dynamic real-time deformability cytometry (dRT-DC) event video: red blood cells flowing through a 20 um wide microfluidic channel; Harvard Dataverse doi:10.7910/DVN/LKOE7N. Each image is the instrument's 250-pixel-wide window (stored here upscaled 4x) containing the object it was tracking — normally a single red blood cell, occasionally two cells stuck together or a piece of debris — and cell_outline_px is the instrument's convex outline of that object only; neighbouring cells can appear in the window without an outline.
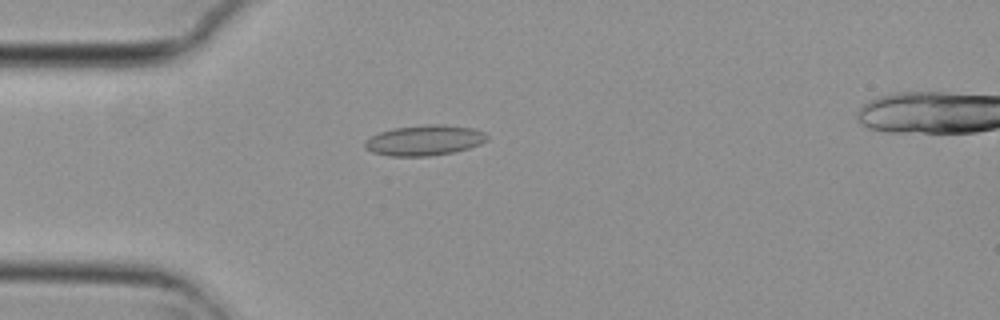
{"species": "common noctule bat (a hibernating species)", "species_latin": "Nyctalus noctula", "temperature_condition": "cold", "stored_images_in_passage": 6, "camera_frame_rate_fps": 3000, "um_per_image_px": 0.085, "animal": {"sex": "female", "body_mass_g": 29.2, "forearm_length_mm": 56.3}, "frame": {"image": 1, "passage_image": 5, "time_ms": 1.333, "image_size_px": [1000, 320], "cell_outline_px": [[488, 140], [480, 144], [468, 148], [452, 152], [428, 156], [392, 156], [372, 152], [364, 148], [364, 140], [380, 132], [392, 128], [428, 124], [440, 124], [472, 128], [484, 132], [488, 136]], "centroid_in_image_um": [36.06, 11.92], "position_along_channel_um": 48.9, "area_um2": 21.62}}